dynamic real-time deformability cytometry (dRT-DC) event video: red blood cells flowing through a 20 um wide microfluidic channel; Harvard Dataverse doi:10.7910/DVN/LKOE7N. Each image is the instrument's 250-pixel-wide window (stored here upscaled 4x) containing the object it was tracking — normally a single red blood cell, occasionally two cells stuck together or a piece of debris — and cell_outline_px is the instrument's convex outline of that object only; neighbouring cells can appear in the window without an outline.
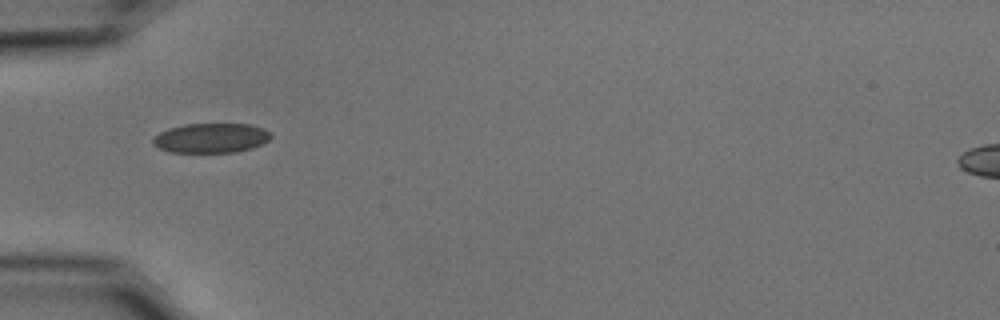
{"species": "common noctule bat (a hibernating species)", "species_latin": "Nyctalus noctula", "temperature_condition": "cold", "stored_images_in_passage": 31, "camera_frame_rate_fps": 3000, "um_per_image_px": 0.085, "animal": {"sex": "male", "body_mass_g": 15.6}, "frame": {"image": 1, "passage_image": 1, "time_ms": 0.0, "image_size_px": [1000, 320], "cell_outline_px": [[272, 136], [268, 140], [252, 148], [236, 152], [168, 152], [152, 144], [152, 140], [160, 132], [168, 128], [184, 124], [248, 124], [264, 128]], "centroid_in_image_um": [17.92, 11.73], "position_along_channel_um": 67.1, "area_um2": 20.29}}
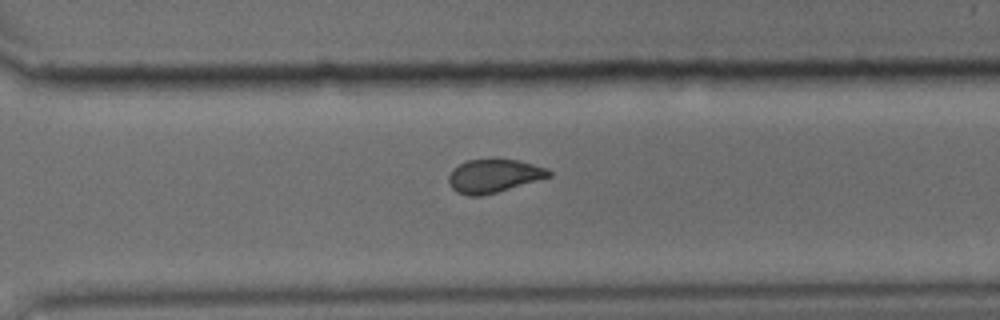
{"frame": {"image": 2, "passage_image": 22, "time_ms": 7.0, "image_size_px": [1000, 320], "cell_outline_px": [[552, 176], [496, 192], [480, 196], [468, 196], [456, 192], [448, 184], [448, 176], [452, 168], [468, 160], [520, 160], [548, 168], [552, 172]], "centroid_in_image_um": [41.96, 14.96], "position_along_channel_um": 328.6, "area_um2": 19.42}}
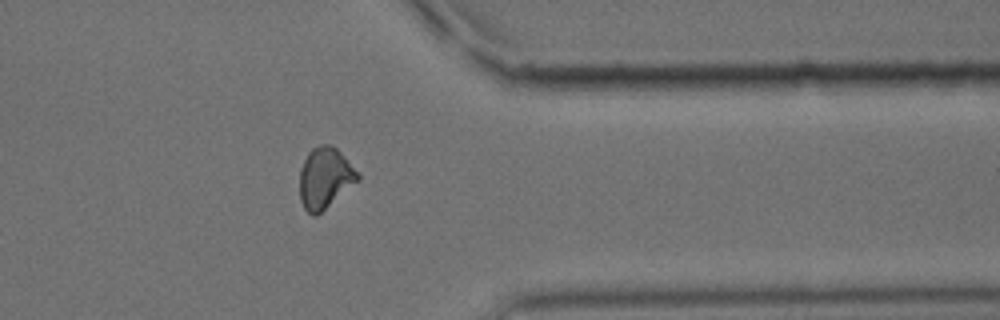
{"frame": {"image": 3, "passage_image": 27, "time_ms": 8.667, "image_size_px": [1000, 320], "cell_outline_px": [[360, 180], [316, 216], [312, 216], [304, 208], [300, 200], [300, 168], [308, 152], [312, 148], [320, 144], [328, 144], [336, 148], [340, 152], [360, 176]], "centroid_in_image_um": [27.6, 15.14], "position_along_channel_um": 383.8, "area_um2": 20.52}, "authors_computed_cell_mechanics": {"area_um2": 20.4034, "velocity_mm_per_s": 3.7461, "shape_relaxation_time_tau1_ms": 6.9251, "shape_relaxation_time_tau2_ms": 1.3291, "deformation_change_tau1": 0.1286, "deformation_change_tau2": 0.0631}}